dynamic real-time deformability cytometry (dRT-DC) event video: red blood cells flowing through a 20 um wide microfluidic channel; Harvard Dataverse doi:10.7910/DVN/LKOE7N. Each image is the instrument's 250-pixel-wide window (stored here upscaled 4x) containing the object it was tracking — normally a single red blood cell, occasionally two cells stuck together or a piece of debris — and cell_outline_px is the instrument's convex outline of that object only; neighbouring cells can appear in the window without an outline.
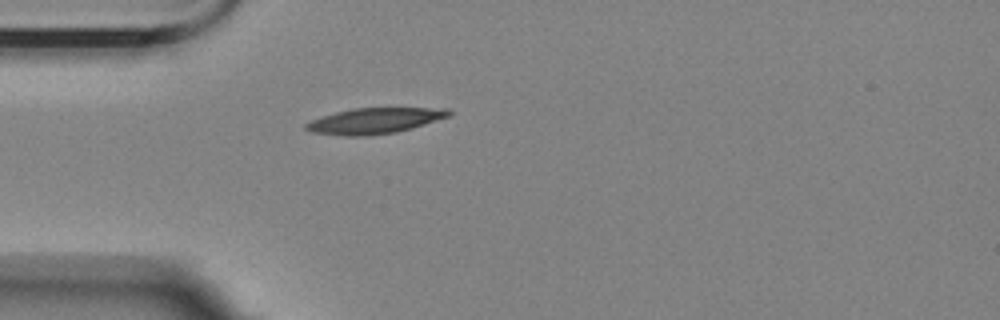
{"species": "Egyptian fruit bat (a non-hibernating species)", "species_latin": "Rousettus aegyptiacus", "temperature_condition": "room temperature", "stored_images_in_passage": 42, "camera_frame_rate_fps": 3000, "um_per_image_px": 0.085, "animal": {"sex": "female"}, "frame": {"image": 1, "passage_image": 1, "time_ms": 0.0, "image_size_px": [1000, 320], "cell_outline_px": [[452, 112], [448, 116], [412, 128], [396, 132], [368, 136], [344, 136], [312, 132], [304, 128], [304, 124], [312, 120], [336, 112], [352, 108], [448, 108]], "centroid_in_image_um": [31.82, 10.27], "position_along_channel_um": 53.2, "area_um2": 21.27}}
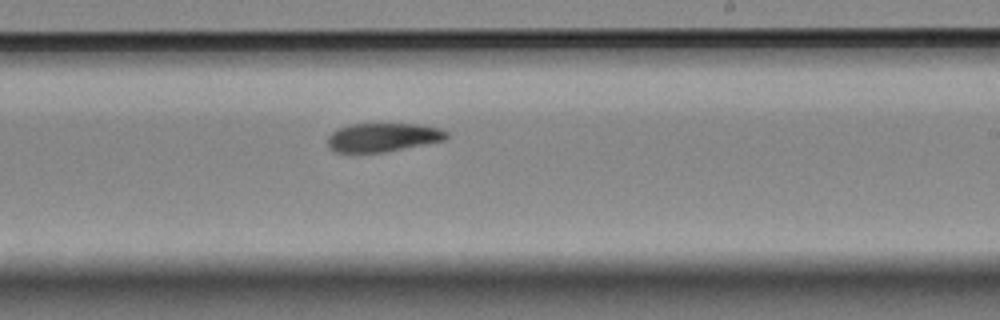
{"frame": {"image": 2, "passage_image": 19, "time_ms": 6.0, "image_size_px": [1000, 320], "cell_outline_px": [[448, 136], [444, 140], [384, 152], [336, 152], [328, 148], [328, 136], [336, 128], [348, 124], [420, 124], [440, 128], [448, 132]], "centroid_in_image_um": [32.52, 11.66], "position_along_channel_um": 256.5, "area_um2": 19.88}}
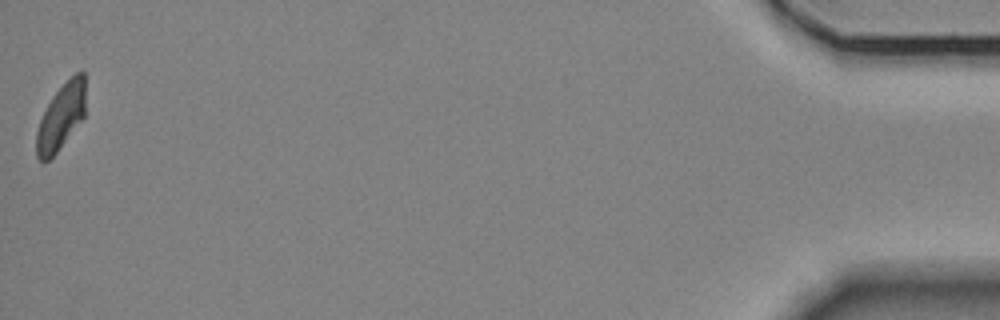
{"frame": {"image": 3, "passage_image": 42, "time_ms": 13.667, "image_size_px": [1000, 320], "cell_outline_px": [[84, 116], [56, 152], [48, 160], [40, 160], [36, 156], [36, 132], [40, 120], [52, 96], [80, 68], [84, 72]], "centroid_in_image_um": [5.17, 9.91], "position_along_channel_um": 430.0, "area_um2": 18.32}, "authors_computed_cell_mechanics": {"area_um2": 20.6924, "velocity_mm_per_s": 3.4926, "shape_relaxation_time_tau1_ms": 9.1928, "shape_relaxation_time_tau2_ms": null, "deformation_change_tau1": 0.2119, "deformation_change_tau2": null}}